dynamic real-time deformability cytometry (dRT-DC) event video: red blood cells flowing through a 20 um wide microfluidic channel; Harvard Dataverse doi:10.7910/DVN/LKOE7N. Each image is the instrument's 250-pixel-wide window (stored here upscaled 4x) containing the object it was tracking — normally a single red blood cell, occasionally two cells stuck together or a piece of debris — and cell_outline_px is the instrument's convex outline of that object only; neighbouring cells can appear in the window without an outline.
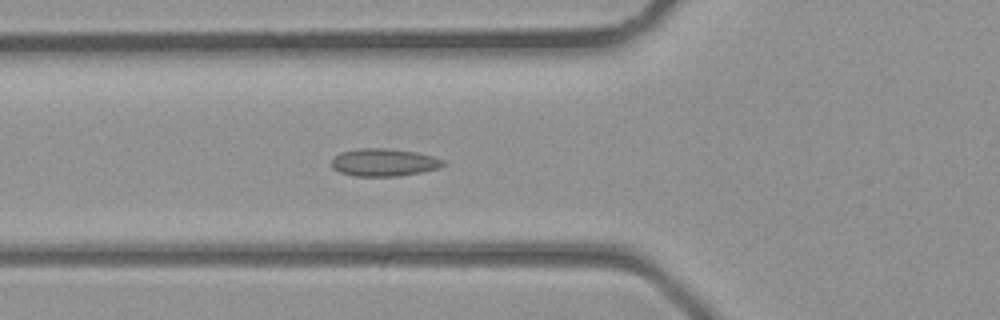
{"species": "common noctule bat (a hibernating species)", "species_latin": "Nyctalus noctula", "temperature_condition": "room temperature", "stored_images_in_passage": 37, "camera_frame_rate_fps": 3000, "um_per_image_px": 0.085, "animal": {"sex": "male", "body_mass_g": 23.1, "forearm_length_mm": 52.7}, "frame": {"image": 1, "passage_image": 13, "time_ms": 4.0, "image_size_px": [1000, 320], "cell_outline_px": [[448, 164], [436, 168], [420, 172], [400, 176], [356, 176], [340, 172], [332, 168], [332, 160], [340, 152], [360, 148], [384, 148], [416, 152], [432, 156], [444, 160]], "centroid_in_image_um": [32.64, 13.8], "position_along_channel_um": 93.2, "area_um2": 17.86}}
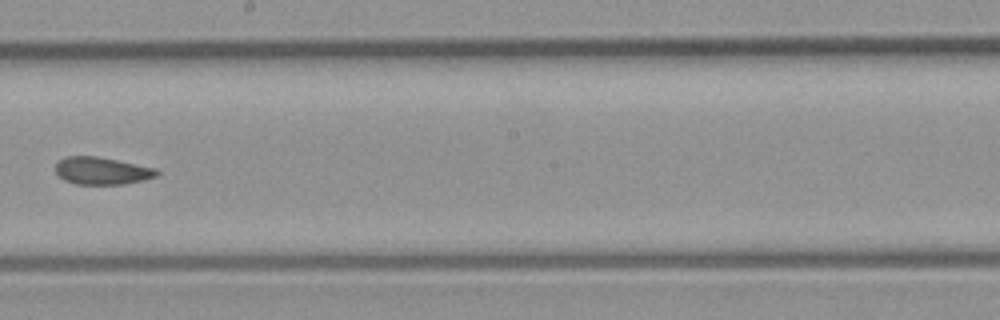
{"frame": {"image": 2, "passage_image": 21, "time_ms": 6.667, "image_size_px": [1000, 320], "cell_outline_px": [[160, 172], [156, 176], [144, 180], [124, 184], [76, 184], [64, 180], [56, 172], [56, 164], [64, 156], [96, 156], [156, 168]], "centroid_in_image_um": [8.66, 14.52], "position_along_channel_um": 239.5, "area_um2": 16.07}}
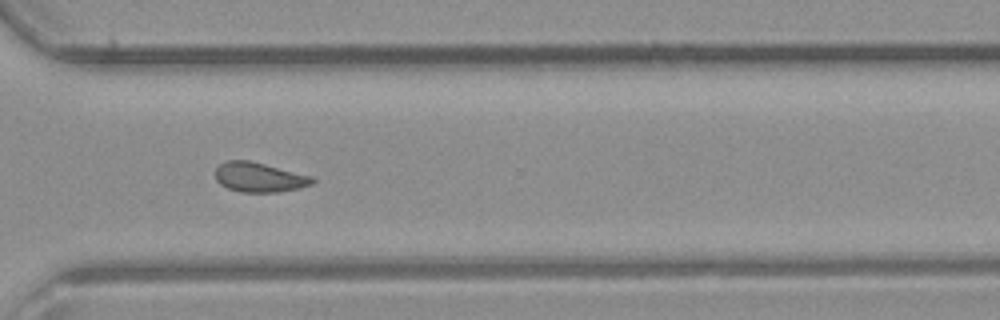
{"frame": {"image": 3, "passage_image": 27, "time_ms": 8.667, "image_size_px": [1000, 320], "cell_outline_px": [[316, 180], [312, 184], [296, 188], [276, 192], [240, 192], [228, 188], [220, 184], [216, 180], [216, 168], [220, 164], [228, 160], [248, 160], [312, 176]], "centroid_in_image_um": [22.01, 15.07], "position_along_channel_um": 348.6, "area_um2": 16.53}}